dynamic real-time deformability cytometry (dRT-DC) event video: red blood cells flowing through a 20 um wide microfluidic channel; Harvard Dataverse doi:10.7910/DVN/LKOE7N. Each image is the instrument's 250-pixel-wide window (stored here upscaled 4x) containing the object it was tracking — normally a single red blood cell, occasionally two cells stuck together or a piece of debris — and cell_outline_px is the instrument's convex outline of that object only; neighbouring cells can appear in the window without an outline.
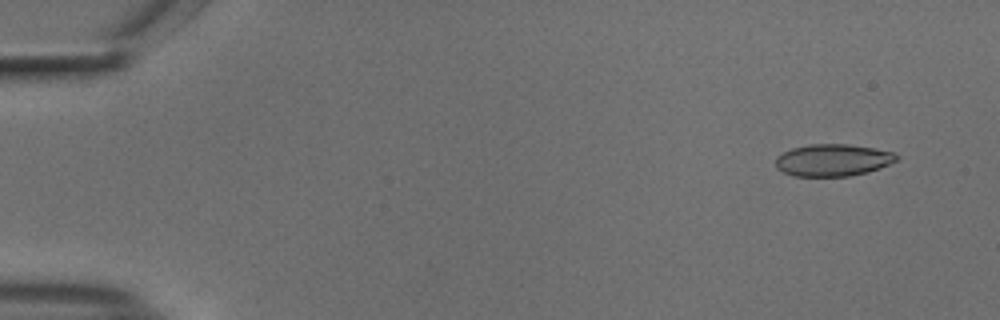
{"species": "common noctule bat (a hibernating species)", "species_latin": "Nyctalus noctula", "temperature_condition": "cold", "stored_images_in_passage": 15, "camera_frame_rate_fps": 3000, "um_per_image_px": 0.085, "animal": {"sex": "male", "body_mass_g": 18.8}, "frame": {"image": 1, "passage_image": 4, "time_ms": 1.0, "image_size_px": [1000, 320], "cell_outline_px": [[900, 160], [880, 168], [868, 172], [848, 176], [792, 176], [776, 168], [776, 156], [792, 148], [808, 144], [848, 144], [872, 148], [892, 152], [900, 156]], "centroid_in_image_um": [70.81, 13.61], "position_along_channel_um": 14.2, "area_um2": 22.72}}